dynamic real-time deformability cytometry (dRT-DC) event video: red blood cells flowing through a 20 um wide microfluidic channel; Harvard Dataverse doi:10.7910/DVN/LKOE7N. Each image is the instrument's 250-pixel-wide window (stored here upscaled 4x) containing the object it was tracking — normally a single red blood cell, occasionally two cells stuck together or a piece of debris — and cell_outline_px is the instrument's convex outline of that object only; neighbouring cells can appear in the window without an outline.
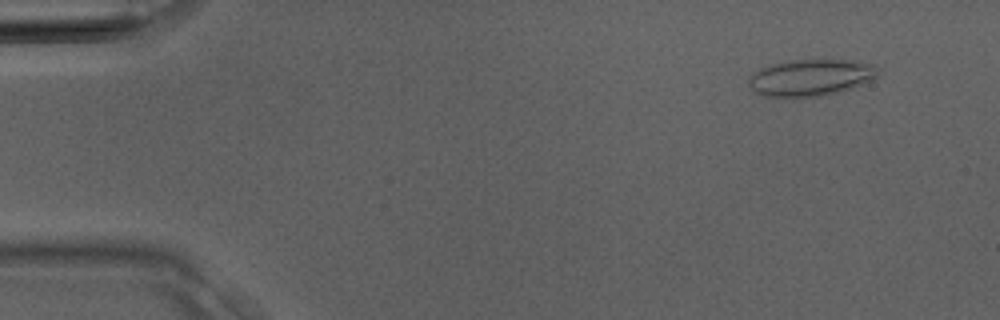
{"species": "Egyptian fruit bat (a non-hibernating species)", "species_latin": "Rousettus aegyptiacus", "temperature_condition": "room temperature", "stored_images_in_passage": 37, "segment_of_instrument_passage": [1, 2], "camera_frame_rate_fps": 3000, "um_per_image_px": 0.085, "animal": {"sex": "male"}, "frame": {"image": 1, "passage_image": 3, "time_ms": 0.667, "image_size_px": [1000, 320], "cell_outline_px": [[880, 68], [876, 76], [872, 80], [852, 88], [840, 92], [800, 100], [764, 96], [752, 92], [748, 84], [748, 80], [752, 72], [760, 68], [772, 64], [792, 60], [852, 60], [876, 64]], "centroid_in_image_um": [68.88, 6.63], "position_along_channel_um": 16.1, "area_um2": 28.61}}
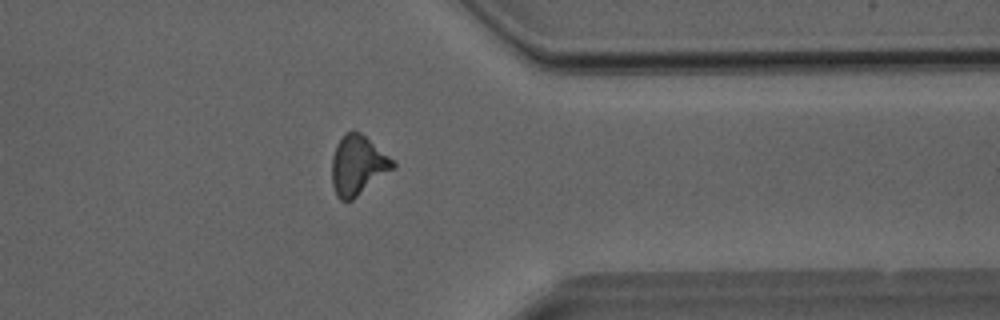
{"frame": {"image": 2, "passage_image": 29, "time_ms": 9.333, "image_size_px": [1000, 320], "cell_outline_px": [[396, 168], [352, 200], [340, 200], [336, 196], [332, 184], [332, 156], [336, 144], [344, 132], [352, 128], [360, 132], [396, 160]], "centroid_in_image_um": [30.44, 14.02], "position_along_channel_um": 381.0, "area_um2": 21.73}}
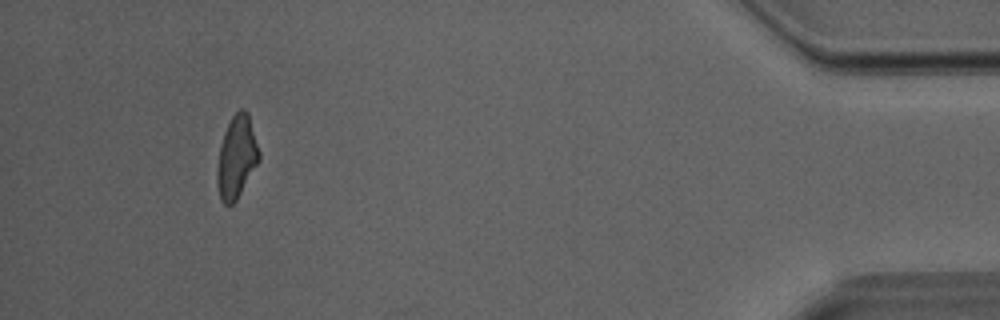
{"frame": {"image": 3, "passage_image": 34, "time_ms": 11.0, "image_size_px": [1000, 320], "cell_outline_px": [[260, 160], [236, 200], [232, 204], [224, 204], [220, 200], [216, 180], [216, 168], [220, 144], [224, 132], [232, 116], [240, 108], [244, 108], [248, 112], [260, 152]], "centroid_in_image_um": [20.1, 13.34], "position_along_channel_um": 415.1, "area_um2": 20.29}}